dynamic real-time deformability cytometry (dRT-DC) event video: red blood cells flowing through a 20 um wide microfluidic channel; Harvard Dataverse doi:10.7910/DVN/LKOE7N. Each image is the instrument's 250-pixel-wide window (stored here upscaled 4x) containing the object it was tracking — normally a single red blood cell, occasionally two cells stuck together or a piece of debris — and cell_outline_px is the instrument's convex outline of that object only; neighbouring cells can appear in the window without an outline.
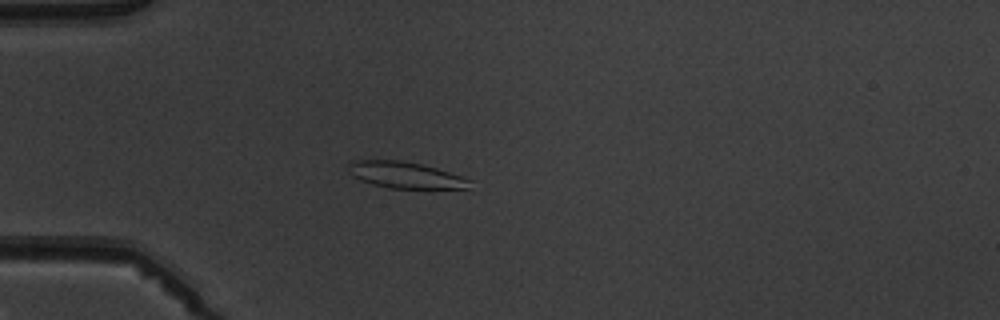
{"species": "common noctule bat (a hibernating species)", "species_latin": "Nyctalus noctula", "temperature_condition": "warm", "stored_images_in_passage": 6, "camera_frame_rate_fps": 3000, "um_per_image_px": 0.085, "animal": {"sex": "male", "body_mass_g": 19.5, "forearm_length_mm": 54.6}, "frame": {"image": 1, "passage_image": 5, "time_ms": 5.0, "image_size_px": [1000, 320], "cell_outline_px": [[472, 180], [468, 188], [388, 188], [372, 184], [360, 180], [352, 176], [348, 172], [348, 160], [400, 160], [420, 164], [436, 168]], "centroid_in_image_um": [34.37, 14.87], "position_along_channel_um": 50.6, "area_um2": 18.61}}